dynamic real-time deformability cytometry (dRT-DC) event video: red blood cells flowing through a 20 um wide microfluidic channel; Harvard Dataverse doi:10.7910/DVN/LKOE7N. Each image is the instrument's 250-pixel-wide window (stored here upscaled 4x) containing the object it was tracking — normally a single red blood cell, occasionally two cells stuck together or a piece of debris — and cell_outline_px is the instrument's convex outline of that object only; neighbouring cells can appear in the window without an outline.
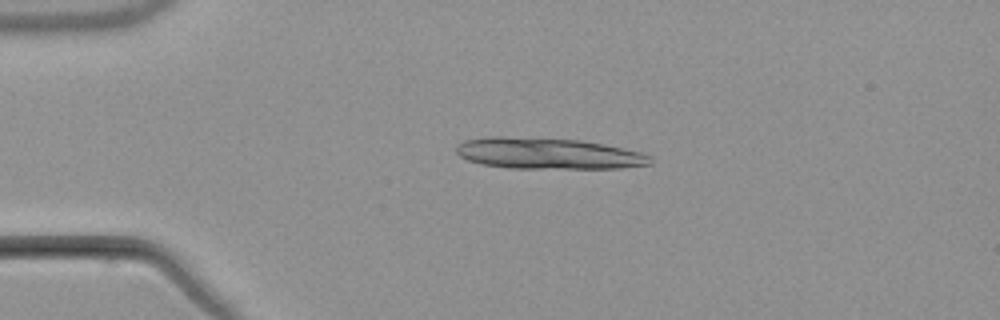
{"species": "common noctule bat (a hibernating species)", "species_latin": "Nyctalus noctula", "temperature_condition": "warm", "stored_images_in_passage": 3, "camera_frame_rate_fps": 3000, "um_per_image_px": 0.085, "animal": {"sex": "male", "body_mass_g": 21.5, "forearm_length_mm": 52.0}, "frame": {"image": 1, "passage_image": 2, "time_ms": 1.333, "image_size_px": [1000, 320], "cell_outline_px": [[652, 164], [620, 168], [508, 168], [480, 164], [468, 160], [460, 156], [456, 152], [456, 144], [464, 140], [484, 136], [504, 136], [580, 140], [624, 148], [644, 152], [652, 156]], "centroid_in_image_um": [46.57, 13.04], "position_along_channel_um": 38.4, "area_um2": 35.6}}